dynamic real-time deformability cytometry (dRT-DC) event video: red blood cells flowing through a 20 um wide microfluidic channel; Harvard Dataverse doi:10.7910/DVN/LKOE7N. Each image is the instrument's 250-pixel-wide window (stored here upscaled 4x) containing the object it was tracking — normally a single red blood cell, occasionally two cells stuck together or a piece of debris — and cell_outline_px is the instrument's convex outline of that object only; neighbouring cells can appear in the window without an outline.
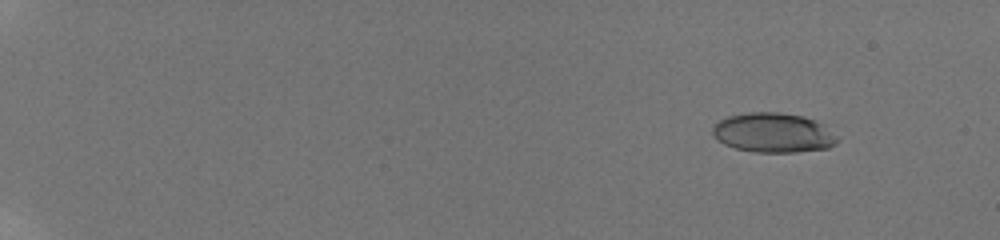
{"species": "human", "species_latin": "Homo sapiens", "temperature_condition": "room temperature", "stored_images_in_passage": 21, "camera_frame_rate_fps": 3000, "um_per_image_px": 0.085, "donor": {"sex": "male"}, "frame": {"image": 1, "passage_image": 6, "time_ms": 2.333, "image_size_px": [1000, 240], "cell_outline_px": [[840, 140], [836, 144], [828, 148], [796, 152], [756, 152], [736, 148], [724, 144], [712, 136], [712, 124], [728, 116], [748, 112], [780, 112], [804, 116], [816, 120], [824, 124]], "centroid_in_image_um": [65.73, 11.27], "position_along_channel_um": 19.3, "area_um2": 29.07}}
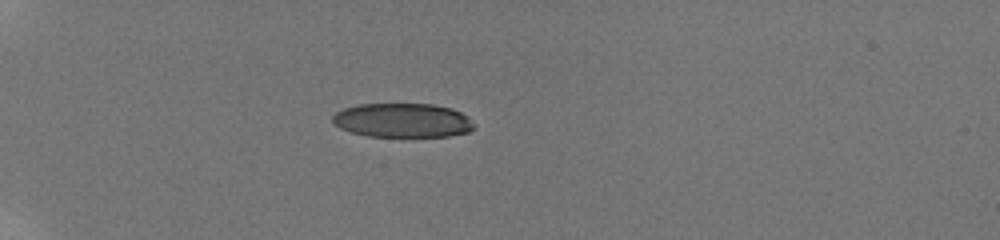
{"frame": {"image": 2, "passage_image": 16, "time_ms": 6.667, "image_size_px": [1000, 240], "cell_outline_px": [[476, 124], [468, 132], [448, 136], [368, 136], [352, 132], [340, 128], [332, 120], [332, 116], [336, 112], [344, 108], [360, 104], [432, 104], [452, 108], [468, 116]], "centroid_in_image_um": [34.24, 10.22], "position_along_channel_um": 50.8, "area_um2": 28.09}}